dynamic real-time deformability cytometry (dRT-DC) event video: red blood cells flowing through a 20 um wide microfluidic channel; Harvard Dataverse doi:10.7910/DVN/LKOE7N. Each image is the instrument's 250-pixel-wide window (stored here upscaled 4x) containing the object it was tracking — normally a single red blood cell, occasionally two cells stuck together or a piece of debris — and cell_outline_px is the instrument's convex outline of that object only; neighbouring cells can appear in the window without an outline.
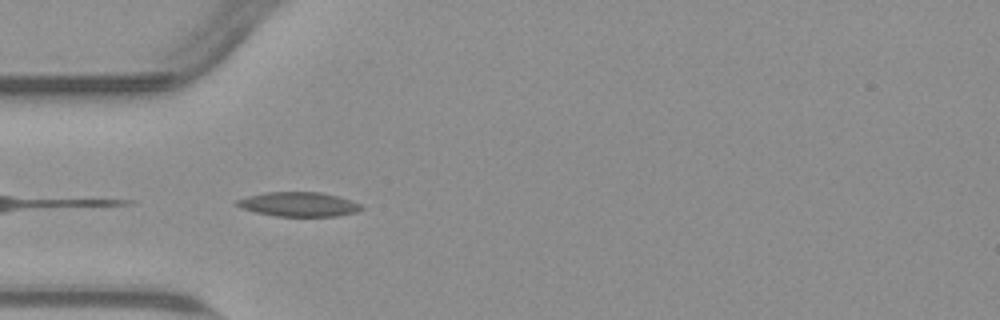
{"species": "common noctule bat (a hibernating species)", "species_latin": "Nyctalus noctula", "temperature_condition": "warm", "stored_images_in_passage": 33, "camera_frame_rate_fps": 3000, "um_per_image_px": 0.085, "animal": {"sex": "male", "body_mass_g": 23.1, "forearm_length_mm": 52.7}, "frame": {"image": 1, "passage_image": 1, "time_ms": 0.0, "image_size_px": [1000, 320], "cell_outline_px": [[364, 208], [356, 212], [336, 216], [276, 216], [256, 212], [240, 208], [232, 204], [236, 200], [248, 196], [264, 192], [320, 192], [336, 196], [360, 204]], "centroid_in_image_um": [25.32, 17.36], "position_along_channel_um": 59.7, "area_um2": 17.63}}
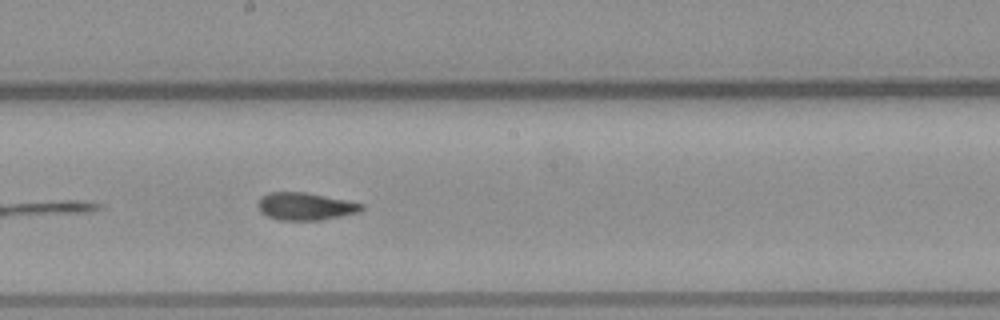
{"frame": {"image": 2, "passage_image": 14, "time_ms": 4.333, "image_size_px": [1000, 320], "cell_outline_px": [[364, 208], [360, 212], [320, 220], [280, 220], [268, 216], [260, 212], [256, 204], [260, 196], [268, 192], [308, 192], [364, 204]], "centroid_in_image_um": [25.92, 17.53], "position_along_channel_um": 222.3, "area_um2": 16.76}}
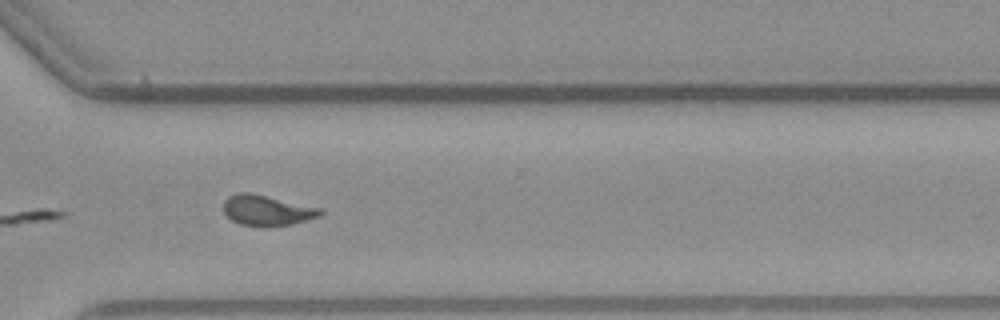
{"frame": {"image": 3, "passage_image": 24, "time_ms": 7.667, "image_size_px": [1000, 320], "cell_outline_px": [[324, 212], [320, 216], [292, 224], [268, 228], [260, 228], [240, 224], [232, 220], [224, 212], [224, 200], [228, 196], [236, 192], [252, 192], [320, 208]], "centroid_in_image_um": [22.67, 17.89], "position_along_channel_um": 347.9, "area_um2": 17.57}, "authors_computed_cell_mechanics": {"area_um2": 16.762, "velocity_mm_per_s": 3.7846, "shape_relaxation_time_tau1_ms": null, "shape_relaxation_time_tau2_ms": 2.6072, "deformation_change_tau1": null, "deformation_change_tau2": 0.0969}}